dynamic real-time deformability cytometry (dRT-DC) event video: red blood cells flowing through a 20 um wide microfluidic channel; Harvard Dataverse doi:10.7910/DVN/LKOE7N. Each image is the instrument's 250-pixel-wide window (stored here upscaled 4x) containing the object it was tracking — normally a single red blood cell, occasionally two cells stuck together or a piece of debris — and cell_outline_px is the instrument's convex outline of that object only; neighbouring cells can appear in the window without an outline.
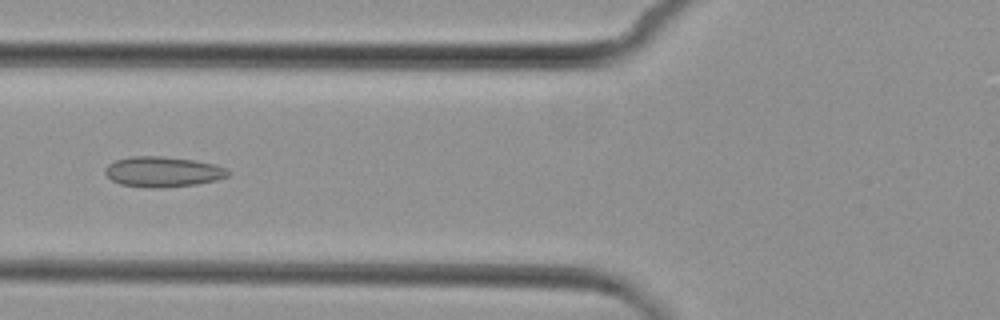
{"species": "common noctule bat (a hibernating species)", "species_latin": "Nyctalus noctula", "temperature_condition": "cold", "stored_images_in_passage": 6, "camera_frame_rate_fps": 3000, "um_per_image_px": 0.085, "animal": {"sex": "female", "body_mass_g": 29.2, "forearm_length_mm": 56.3}, "frame": {"image": 1, "passage_image": 6, "time_ms": 5.667, "image_size_px": [1000, 320], "cell_outline_px": [[232, 172], [228, 176], [216, 180], [196, 184], [164, 188], [152, 188], [120, 184], [112, 180], [104, 172], [104, 168], [108, 164], [116, 160], [132, 156], [160, 156], [196, 160], [216, 164]], "centroid_in_image_um": [13.85, 14.6], "position_along_channel_um": 111.9, "area_um2": 21.85}}